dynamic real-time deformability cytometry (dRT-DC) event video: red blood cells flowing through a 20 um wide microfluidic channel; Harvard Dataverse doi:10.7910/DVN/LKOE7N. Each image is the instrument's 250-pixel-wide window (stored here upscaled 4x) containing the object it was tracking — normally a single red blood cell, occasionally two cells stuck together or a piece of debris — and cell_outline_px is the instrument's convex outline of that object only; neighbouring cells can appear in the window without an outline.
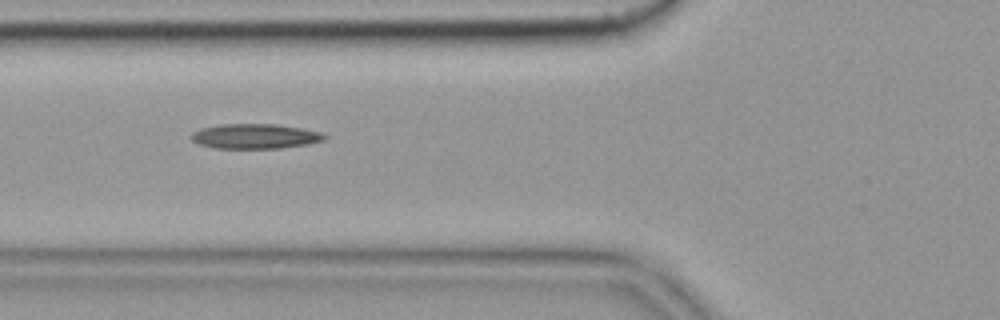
{"species": "common noctule bat (a hibernating species)", "species_latin": "Nyctalus noctula", "temperature_condition": "cold", "stored_images_in_passage": 23, "camera_frame_rate_fps": 3000, "um_per_image_px": 0.085, "animal": {"sex": "female", "body_mass_g": 19.9}, "frame": {"image": 1, "passage_image": 4, "time_ms": 1.0, "image_size_px": [1000, 320], "cell_outline_px": [[328, 136], [324, 140], [308, 144], [280, 148], [216, 148], [200, 144], [192, 140], [188, 136], [192, 132], [200, 128], [220, 124], [276, 124], [300, 128], [320, 132]], "centroid_in_image_um": [21.65, 11.58], "position_along_channel_um": 104.1, "area_um2": 19.31}}